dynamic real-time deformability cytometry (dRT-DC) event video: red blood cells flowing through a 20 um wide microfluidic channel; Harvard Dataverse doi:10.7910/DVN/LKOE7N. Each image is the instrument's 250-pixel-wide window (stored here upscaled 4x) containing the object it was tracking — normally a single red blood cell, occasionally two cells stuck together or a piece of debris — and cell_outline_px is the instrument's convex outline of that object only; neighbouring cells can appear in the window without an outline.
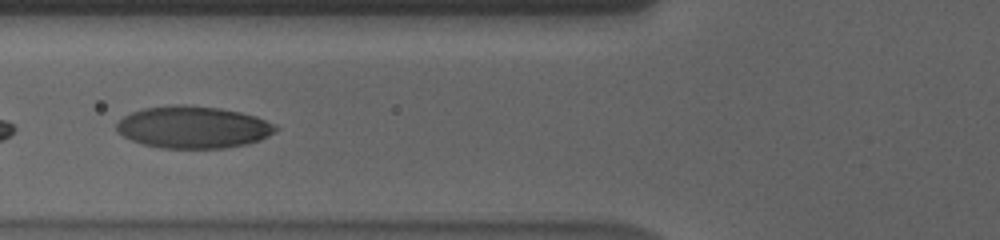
{"species": "human", "species_latin": "Homo sapiens", "temperature_condition": "cold", "stored_images_in_passage": 6, "camera_frame_rate_fps": 3000, "um_per_image_px": 0.085, "donor": {"sex": "male"}, "frame": {"image": 1, "passage_image": 4, "time_ms": 1.0, "image_size_px": [1000, 240], "cell_outline_px": [[280, 128], [276, 132], [260, 140], [248, 144], [224, 148], [160, 148], [144, 144], [132, 140], [116, 132], [116, 124], [124, 116], [132, 112], [144, 108], [172, 104], [184, 104], [220, 108], [240, 112], [256, 116], [276, 124]], "centroid_in_image_um": [16.45, 10.81], "position_along_channel_um": 109.4, "area_um2": 39.3}}